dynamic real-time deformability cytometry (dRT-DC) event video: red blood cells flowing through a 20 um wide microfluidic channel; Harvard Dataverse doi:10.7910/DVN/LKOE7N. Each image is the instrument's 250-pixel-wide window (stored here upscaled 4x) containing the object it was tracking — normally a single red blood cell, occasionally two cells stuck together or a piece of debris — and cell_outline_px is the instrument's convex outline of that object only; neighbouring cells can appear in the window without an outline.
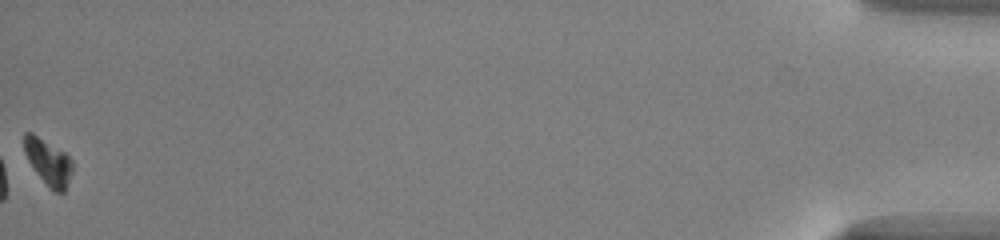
{"species": "common noctule bat (a hibernating species)", "species_latin": "Nyctalus noctula", "temperature_condition": "warm", "stored_images_in_passage": 40, "camera_frame_rate_fps": 3000, "um_per_image_px": 0.085, "animal": {"sex": "male", "body_mass_g": 13.0, "forearm_length_mm": 53.1}, "frame": {"image": 1, "passage_image": 40, "time_ms": 13.0, "image_size_px": [1000, 240], "cell_outline_px": [[72, 172], [64, 192], [52, 192], [48, 188], [36, 172], [28, 160], [24, 152], [24, 132], [32, 132], [64, 152], [72, 160]], "centroid_in_image_um": [4.1, 13.78], "position_along_channel_um": 431.1, "area_um2": 12.89}, "authors_computed_cell_mechanics": {"area_um2": 17.2822, "velocity_mm_per_s": 4.0443, "shape_relaxation_time_tau1_ms": 1.3504, "shape_relaxation_time_tau2_ms": null, "deformation_change_tau1": 0.1206, "deformation_change_tau2": null}}